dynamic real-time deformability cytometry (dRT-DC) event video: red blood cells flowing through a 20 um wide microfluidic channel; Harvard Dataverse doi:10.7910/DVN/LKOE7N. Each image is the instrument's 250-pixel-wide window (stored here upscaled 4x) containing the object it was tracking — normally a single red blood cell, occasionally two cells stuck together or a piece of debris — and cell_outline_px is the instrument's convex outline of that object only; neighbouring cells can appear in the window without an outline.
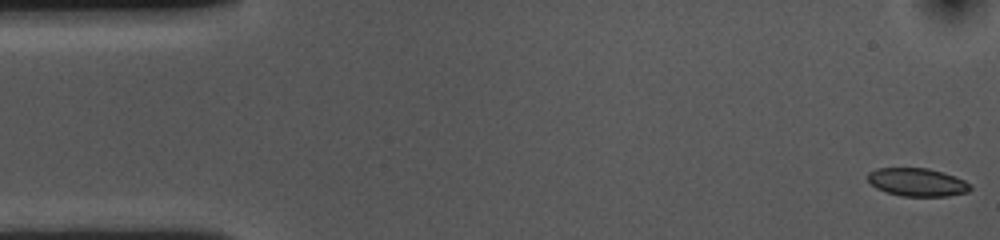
{"species": "common noctule bat (a hibernating species)", "species_latin": "Nyctalus noctula", "temperature_condition": "cold", "stored_images_in_passage": 54, "camera_frame_rate_fps": 3000, "um_per_image_px": 0.085, "animal": {"sex": "female", "body_mass_g": 10.0, "forearm_length_mm": 53.1}, "frame": {"image": 1, "passage_image": 1, "time_ms": 0.0, "image_size_px": [1000, 240], "cell_outline_px": [[972, 188], [968, 192], [948, 196], [900, 196], [876, 188], [868, 180], [868, 172], [876, 168], [928, 168], [944, 172], [956, 176], [964, 180]], "centroid_in_image_um": [77.97, 15.48], "position_along_channel_um": 7.0, "area_um2": 16.82}}
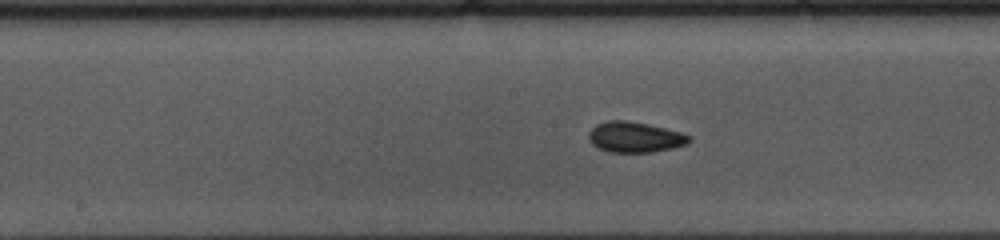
{"frame": {"image": 2, "passage_image": 26, "time_ms": 8.333, "image_size_px": [1000, 240], "cell_outline_px": [[692, 140], [688, 144], [672, 148], [652, 152], [608, 152], [596, 148], [588, 140], [588, 132], [596, 124], [608, 120], [628, 120], [648, 124], [680, 132], [692, 136]], "centroid_in_image_um": [53.94, 11.66], "position_along_channel_um": 194.3, "area_um2": 18.15}}
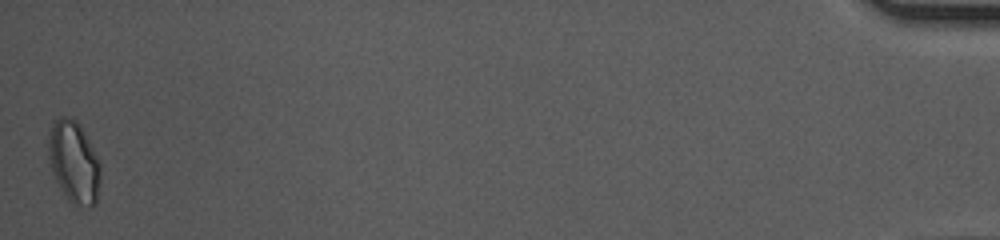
{"frame": {"image": 3, "passage_image": 54, "time_ms": 17.667, "image_size_px": [1000, 240], "cell_outline_px": [[100, 180], [96, 204], [80, 208], [72, 204], [68, 200], [60, 188], [52, 172], [48, 156], [48, 136], [52, 120], [60, 116], [72, 116], [80, 124], [100, 164]], "centroid_in_image_um": [6.26, 13.76], "position_along_channel_um": 428.9, "area_um2": 25.14}, "authors_computed_cell_mechanics": {"area_um2": 17.5134, "velocity_mm_per_s": 3.6018, "shape_relaxation_time_tau1_ms": 4.1693, "shape_relaxation_time_tau2_ms": 3.0247, "deformation_change_tau1": 0.0803, "deformation_change_tau2": 0.0684}}